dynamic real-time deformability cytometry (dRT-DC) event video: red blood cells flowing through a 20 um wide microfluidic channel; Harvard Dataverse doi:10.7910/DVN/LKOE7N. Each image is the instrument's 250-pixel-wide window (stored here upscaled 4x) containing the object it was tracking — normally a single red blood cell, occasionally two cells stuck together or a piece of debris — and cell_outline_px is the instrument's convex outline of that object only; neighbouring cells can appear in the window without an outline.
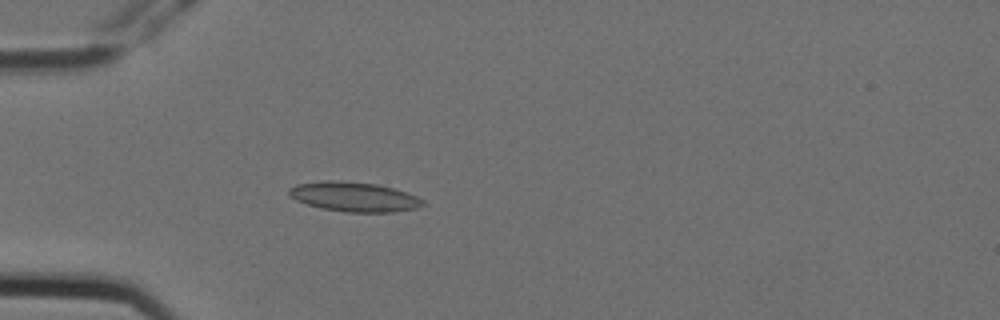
{"species": "Egyptian fruit bat (a non-hibernating species)", "species_latin": "Rousettus aegyptiacus", "temperature_condition": "cold", "stored_images_in_passage": 4, "camera_frame_rate_fps": 3000, "um_per_image_px": 0.085, "animal": {"sex": "female"}, "frame": {"image": 1, "passage_image": 4, "time_ms": 1.0, "image_size_px": [1000, 320], "cell_outline_px": [[424, 204], [416, 208], [396, 212], [344, 212], [320, 208], [296, 200], [288, 192], [288, 188], [296, 184], [324, 180], [332, 180], [376, 184], [392, 188], [416, 196], [424, 200]], "centroid_in_image_um": [30.08, 16.73], "position_along_channel_um": 54.9, "area_um2": 22.95}}